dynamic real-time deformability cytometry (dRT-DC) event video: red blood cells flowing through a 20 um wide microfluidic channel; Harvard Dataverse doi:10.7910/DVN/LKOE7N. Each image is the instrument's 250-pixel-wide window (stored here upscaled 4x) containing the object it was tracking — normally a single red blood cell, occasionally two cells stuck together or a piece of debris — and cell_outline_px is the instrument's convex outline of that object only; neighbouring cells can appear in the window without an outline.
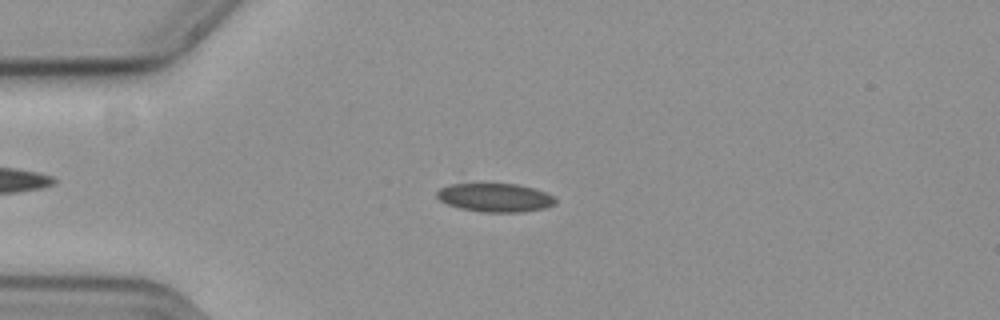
{"species": "common noctule bat (a hibernating species)", "species_latin": "Nyctalus noctula", "temperature_condition": "cold", "stored_images_in_passage": 43, "camera_frame_rate_fps": 3000, "um_per_image_px": 0.085, "animal": {"sex": "female", "body_mass_g": 19.3, "forearm_length_mm": 54.1}, "frame": {"image": 1, "passage_image": 9, "time_ms": 2.667, "image_size_px": [1000, 320], "cell_outline_px": [[556, 204], [544, 208], [520, 212], [484, 212], [460, 208], [448, 204], [440, 200], [436, 196], [436, 192], [440, 188], [452, 184], [516, 184], [532, 188], [544, 192], [552, 196], [556, 200]], "centroid_in_image_um": [42.07, 16.8], "position_along_channel_um": 42.9, "area_um2": 19.48}}
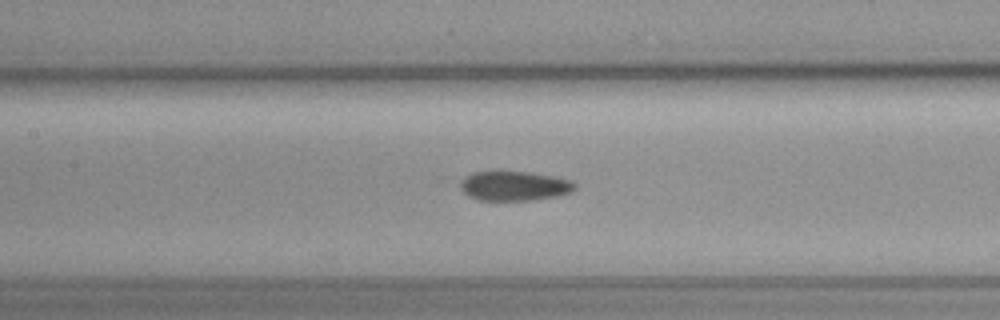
{"frame": {"image": 2, "passage_image": 21, "time_ms": 6.667, "image_size_px": [1000, 320], "cell_outline_px": [[576, 188], [572, 192], [556, 196], [532, 200], [480, 200], [468, 196], [460, 188], [460, 184], [472, 172], [532, 172], [572, 180], [576, 184]], "centroid_in_image_um": [43.76, 15.81], "position_along_channel_um": 163.6, "area_um2": 19.54}}
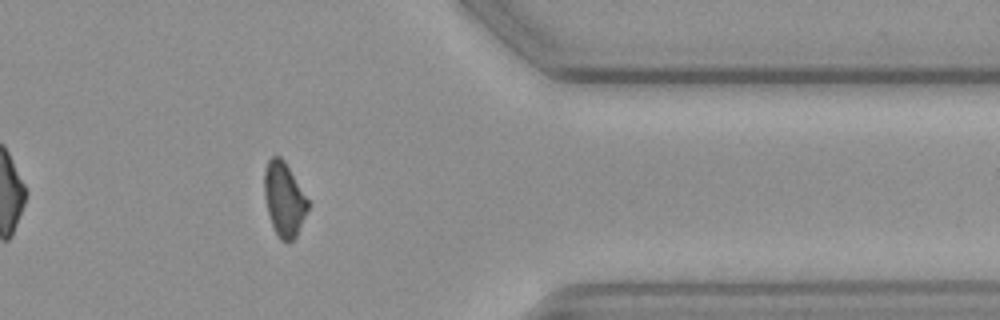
{"frame": {"image": 3, "passage_image": 41, "time_ms": 13.333, "image_size_px": [1000, 320], "cell_outline_px": [[312, 204], [296, 236], [292, 240], [280, 240], [272, 224], [268, 212], [264, 196], [264, 172], [268, 160], [272, 156], [280, 156], [284, 160]], "centroid_in_image_um": [24.18, 16.91], "position_along_channel_um": 387.2, "area_um2": 18.96}}